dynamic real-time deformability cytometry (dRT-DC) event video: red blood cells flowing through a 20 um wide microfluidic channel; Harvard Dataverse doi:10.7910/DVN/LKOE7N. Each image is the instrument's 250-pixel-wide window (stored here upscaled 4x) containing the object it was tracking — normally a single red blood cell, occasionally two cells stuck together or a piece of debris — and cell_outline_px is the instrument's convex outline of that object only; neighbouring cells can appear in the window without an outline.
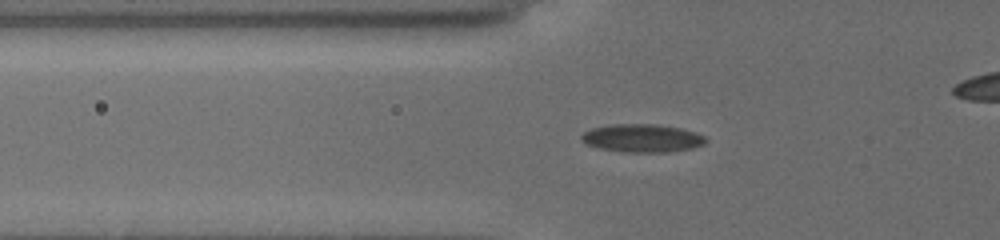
{"species": "common noctule bat (a hibernating species)", "species_latin": "Nyctalus noctula", "temperature_condition": "cold", "stored_images_in_passage": 17, "camera_frame_rate_fps": 3000, "um_per_image_px": 0.085, "animal": {"sex": "female", "body_mass_g": 19.5, "forearm_length_mm": 54.1}, "frame": {"image": 1, "passage_image": 7, "time_ms": 4.0, "image_size_px": [1000, 240], "cell_outline_px": [[708, 140], [704, 144], [692, 148], [668, 152], [624, 152], [600, 148], [588, 144], [580, 136], [584, 132], [592, 128], [612, 124], [656, 124], [680, 128], [696, 132], [704, 136]], "centroid_in_image_um": [54.63, 11.74], "position_along_channel_um": 71.2, "area_um2": 20.23}}
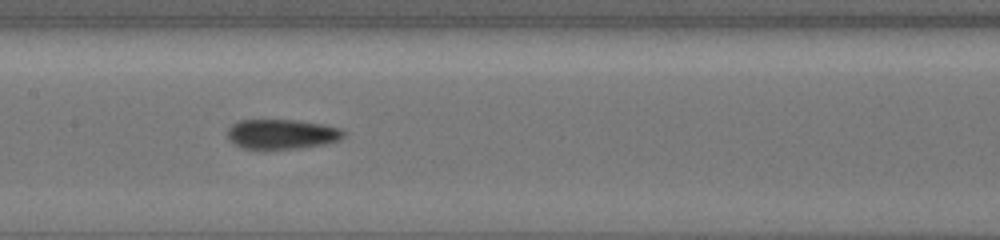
{"frame": {"image": 2, "passage_image": 14, "time_ms": 7.0, "image_size_px": [1000, 240], "cell_outline_px": [[344, 136], [340, 140], [324, 144], [296, 148], [264, 152], [260, 152], [240, 148], [232, 144], [228, 140], [228, 128], [236, 120], [296, 120], [320, 124], [340, 128], [344, 132]], "centroid_in_image_um": [23.85, 11.45], "position_along_channel_um": 183.6, "area_um2": 20.92}}
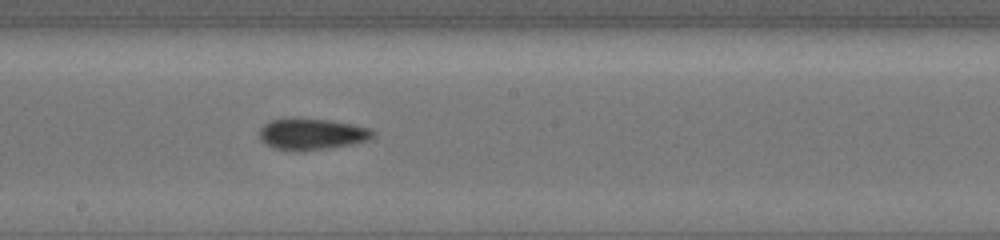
{"frame": {"image": 3, "passage_image": 17, "time_ms": 8.0, "image_size_px": [1000, 240], "cell_outline_px": [[372, 136], [368, 140], [352, 144], [304, 152], [296, 152], [272, 148], [264, 144], [260, 140], [260, 128], [264, 124], [272, 120], [328, 120], [352, 124], [368, 128], [372, 132]], "centroid_in_image_um": [26.45, 11.45], "position_along_channel_um": 221.7, "area_um2": 20.35}}